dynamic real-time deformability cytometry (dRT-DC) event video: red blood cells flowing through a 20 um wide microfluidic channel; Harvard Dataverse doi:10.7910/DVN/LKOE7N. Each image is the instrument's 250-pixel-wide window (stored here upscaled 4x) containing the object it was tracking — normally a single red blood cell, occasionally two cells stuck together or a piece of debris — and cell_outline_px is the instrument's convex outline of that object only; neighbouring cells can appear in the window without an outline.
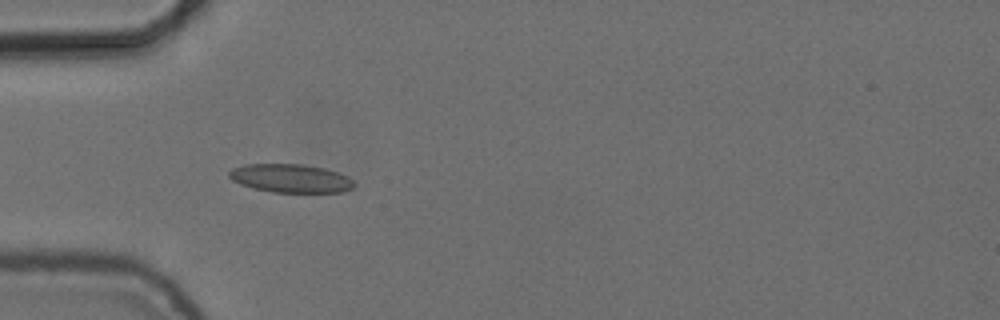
{"species": "common noctule bat (a hibernating species)", "species_latin": "Nyctalus noctula", "temperature_condition": "cold", "stored_images_in_passage": 55, "camera_frame_rate_fps": 3000, "um_per_image_px": 0.085, "animal": {"sex": "female", "body_mass_g": 24.6, "forearm_length_mm": 56.2}, "frame": {"image": 1, "passage_image": 17, "time_ms": 5.333, "image_size_px": [1000, 320], "cell_outline_px": [[356, 184], [352, 188], [344, 192], [272, 192], [252, 188], [240, 184], [232, 180], [228, 176], [228, 172], [232, 168], [244, 164], [304, 164], [324, 168], [348, 176]], "centroid_in_image_um": [24.69, 15.15], "position_along_channel_um": 60.3, "area_um2": 20.87}}
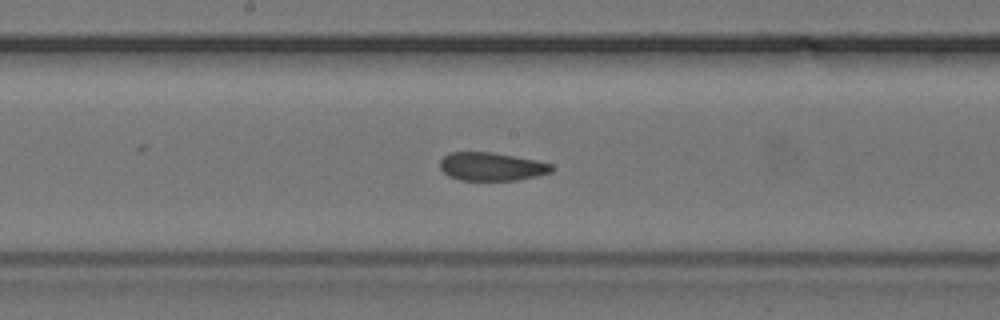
{"frame": {"image": 2, "passage_image": 29, "time_ms": 9.333, "image_size_px": [1000, 320], "cell_outline_px": [[552, 172], [536, 176], [516, 180], [460, 180], [448, 176], [440, 168], [440, 160], [448, 152], [492, 152], [536, 160], [552, 164]], "centroid_in_image_um": [41.76, 14.15], "position_along_channel_um": 206.4, "area_um2": 18.38}}
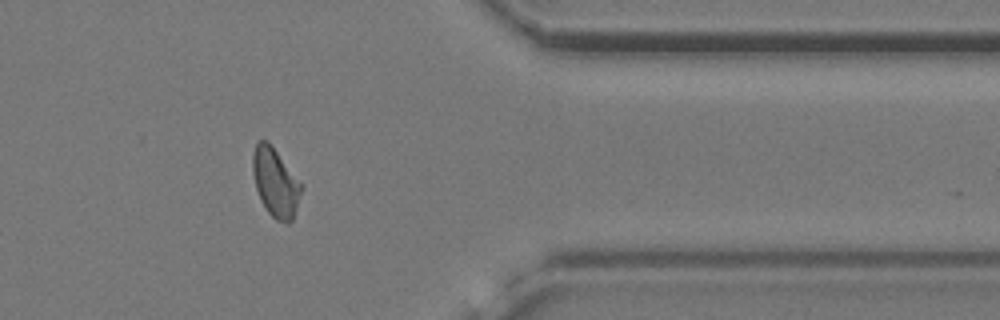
{"frame": {"image": 3, "passage_image": 45, "time_ms": 14.667, "image_size_px": [1000, 320], "cell_outline_px": [[304, 184], [292, 220], [288, 224], [276, 220], [268, 212], [260, 200], [256, 188], [252, 172], [252, 152], [256, 144], [260, 140], [268, 140]], "centroid_in_image_um": [23.42, 15.49], "position_along_channel_um": 388.0, "area_um2": 19.77}, "authors_computed_cell_mechanics": {"area_um2": 19.1318, "velocity_mm_per_s": 3.7237, "shape_relaxation_time_tau1_ms": null, "shape_relaxation_time_tau2_ms": 2.3854, "deformation_change_tau1": null, "deformation_change_tau2": 0.0746}}